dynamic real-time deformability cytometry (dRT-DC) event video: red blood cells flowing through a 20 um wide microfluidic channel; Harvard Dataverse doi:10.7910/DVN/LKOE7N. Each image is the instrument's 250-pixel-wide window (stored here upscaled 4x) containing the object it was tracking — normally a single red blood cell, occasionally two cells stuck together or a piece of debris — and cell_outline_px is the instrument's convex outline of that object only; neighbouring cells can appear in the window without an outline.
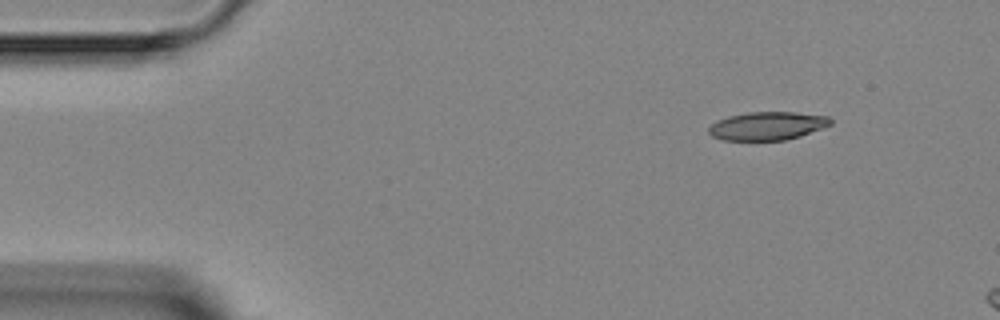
{"species": "Egyptian fruit bat (a non-hibernating species)", "species_latin": "Rousettus aegyptiacus", "temperature_condition": "room temperature", "stored_images_in_passage": 2, "camera_frame_rate_fps": 3000, "um_per_image_px": 0.085, "animal": {"sex": "female"}, "frame": {"image": 1, "passage_image": 2, "time_ms": 1.333, "image_size_px": [1000, 320], "cell_outline_px": [[832, 124], [800, 136], [784, 140], [720, 140], [712, 136], [708, 132], [708, 128], [716, 120], [728, 116], [748, 112], [792, 112], [828, 116], [832, 120]], "centroid_in_image_um": [65.19, 10.7], "position_along_channel_um": 19.8, "area_um2": 20.06}}